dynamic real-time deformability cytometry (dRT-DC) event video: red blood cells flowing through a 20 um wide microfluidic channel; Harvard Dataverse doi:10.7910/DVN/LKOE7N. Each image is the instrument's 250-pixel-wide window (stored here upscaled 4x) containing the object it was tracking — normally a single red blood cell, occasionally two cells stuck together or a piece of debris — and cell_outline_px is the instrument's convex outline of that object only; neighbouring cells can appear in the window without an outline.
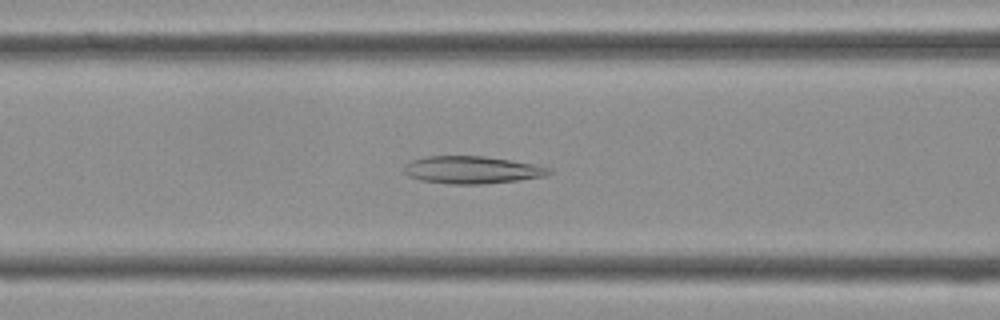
{"species": "Egyptian fruit bat (a non-hibernating species)", "species_latin": "Rousettus aegyptiacus", "temperature_condition": "cold", "stored_images_in_passage": 37, "camera_frame_rate_fps": 3000, "um_per_image_px": 0.085, "frame": {"image": 1, "passage_image": 11, "time_ms": 3.333, "image_size_px": [1000, 320], "cell_outline_px": [[552, 172], [544, 176], [520, 180], [484, 184], [448, 184], [420, 180], [408, 176], [404, 172], [404, 164], [408, 160], [428, 156], [484, 156], [512, 160], [552, 168]], "centroid_in_image_um": [40.08, 14.44], "position_along_channel_um": 126.5, "area_um2": 23.41}}
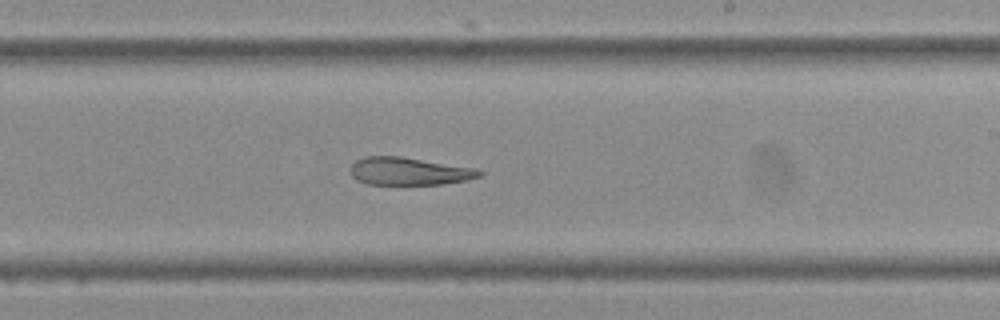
{"frame": {"image": 2, "passage_image": 19, "time_ms": 6.0, "image_size_px": [1000, 320], "cell_outline_px": [[484, 172], [480, 176], [468, 180], [440, 184], [368, 184], [356, 180], [352, 176], [348, 168], [356, 160], [364, 156], [400, 156], [476, 168]], "centroid_in_image_um": [34.74, 14.55], "position_along_channel_um": 254.3, "area_um2": 20.92}}
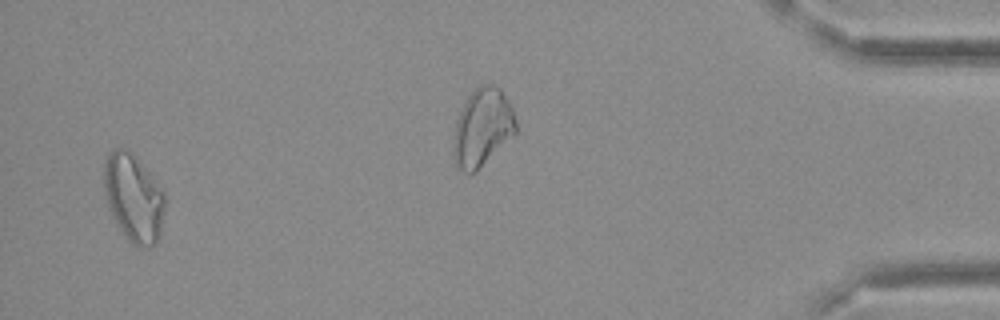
{"frame": {"image": 3, "passage_image": 35, "time_ms": 11.333, "image_size_px": [1000, 320], "cell_outline_px": [[164, 212], [160, 236], [156, 244], [148, 248], [140, 248], [132, 244], [128, 240], [112, 216], [108, 208], [104, 192], [104, 160], [116, 148], [128, 148], [136, 156], [164, 188]], "centroid_in_image_um": [11.37, 16.82], "position_along_channel_um": 423.8, "area_um2": 31.67}}